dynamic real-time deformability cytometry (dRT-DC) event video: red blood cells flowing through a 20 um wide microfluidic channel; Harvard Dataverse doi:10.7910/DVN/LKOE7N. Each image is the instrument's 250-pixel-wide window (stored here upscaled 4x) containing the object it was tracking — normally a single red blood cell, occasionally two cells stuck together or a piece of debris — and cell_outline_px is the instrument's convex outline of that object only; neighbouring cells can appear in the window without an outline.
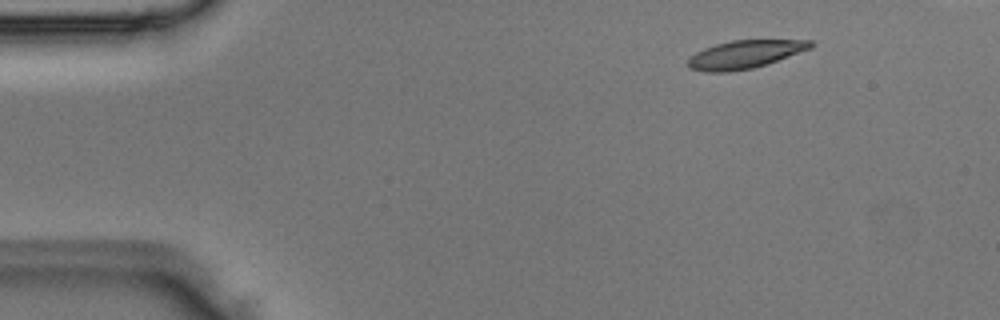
{"species": "Egyptian fruit bat (a non-hibernating species)", "species_latin": "Rousettus aegyptiacus", "temperature_condition": "room temperature", "stored_images_in_passage": 4, "camera_frame_rate_fps": 3000, "um_per_image_px": 0.085, "animal": {"sex": "male"}, "frame": {"image": 1, "passage_image": 1, "time_ms": 0.0, "image_size_px": [1000, 320], "cell_outline_px": [[816, 44], [812, 48], [752, 68], [728, 72], [704, 72], [688, 68], [688, 60], [696, 52], [704, 48], [716, 44], [732, 40], [812, 40]], "centroid_in_image_um": [63.3, 4.62], "position_along_channel_um": 21.7, "area_um2": 19.88}}